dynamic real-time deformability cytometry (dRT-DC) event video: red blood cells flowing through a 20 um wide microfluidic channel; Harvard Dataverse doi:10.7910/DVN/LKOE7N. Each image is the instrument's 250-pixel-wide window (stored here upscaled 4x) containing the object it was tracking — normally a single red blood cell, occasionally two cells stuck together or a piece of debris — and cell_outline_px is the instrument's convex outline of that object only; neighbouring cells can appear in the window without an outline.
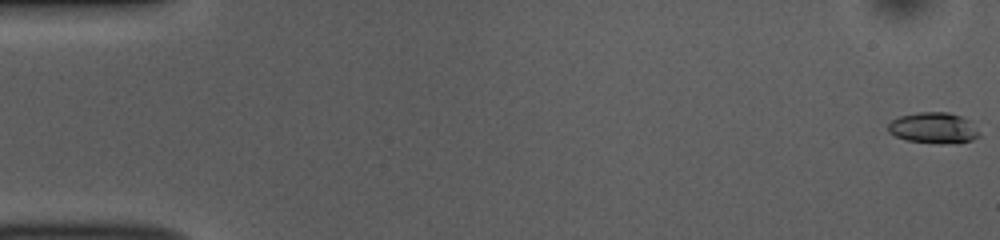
{"species": "common noctule bat (a hibernating species)", "species_latin": "Nyctalus noctula", "temperature_condition": "room temperature", "stored_images_in_passage": 50, "camera_frame_rate_fps": 3000, "um_per_image_px": 0.085, "animal": {"sex": "female", "body_mass_g": 10.0, "forearm_length_mm": 53.1}, "frame": {"image": 1, "passage_image": 1, "time_ms": 0.0, "image_size_px": [1000, 240], "cell_outline_px": [[980, 136], [972, 140], [908, 140], [896, 136], [888, 132], [888, 124], [892, 120], [900, 116], [920, 112], [948, 112], [960, 116], [968, 120], [980, 132]], "centroid_in_image_um": [79.31, 10.8], "position_along_channel_um": 5.7, "area_um2": 15.32}}
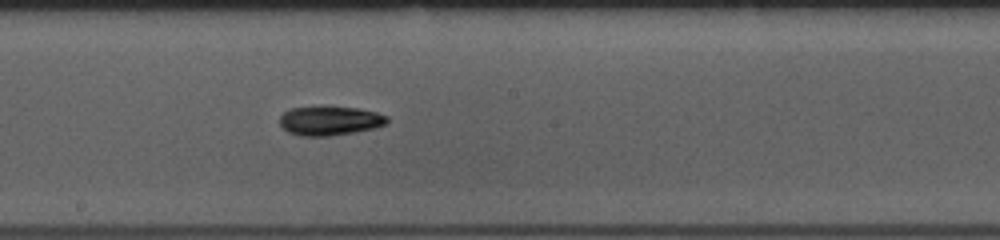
{"frame": {"image": 2, "passage_image": 29, "time_ms": 9.333, "image_size_px": [1000, 240], "cell_outline_px": [[388, 120], [384, 124], [372, 128], [356, 132], [328, 136], [300, 136], [288, 132], [280, 124], [280, 116], [284, 112], [292, 108], [356, 108], [376, 112], [388, 116]], "centroid_in_image_um": [28.02, 10.29], "position_along_channel_um": 220.2, "area_um2": 17.74}}
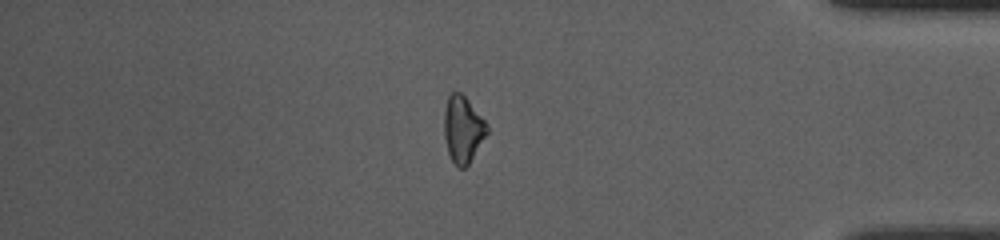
{"frame": {"image": 3, "passage_image": 45, "time_ms": 14.667, "image_size_px": [1000, 240], "cell_outline_px": [[488, 132], [468, 164], [464, 168], [460, 168], [452, 160], [448, 152], [444, 136], [444, 112], [448, 96], [452, 92], [460, 92], [468, 100], [488, 124]], "centroid_in_image_um": [39.34, 10.97], "position_along_channel_um": 395.9, "area_um2": 16.42}}